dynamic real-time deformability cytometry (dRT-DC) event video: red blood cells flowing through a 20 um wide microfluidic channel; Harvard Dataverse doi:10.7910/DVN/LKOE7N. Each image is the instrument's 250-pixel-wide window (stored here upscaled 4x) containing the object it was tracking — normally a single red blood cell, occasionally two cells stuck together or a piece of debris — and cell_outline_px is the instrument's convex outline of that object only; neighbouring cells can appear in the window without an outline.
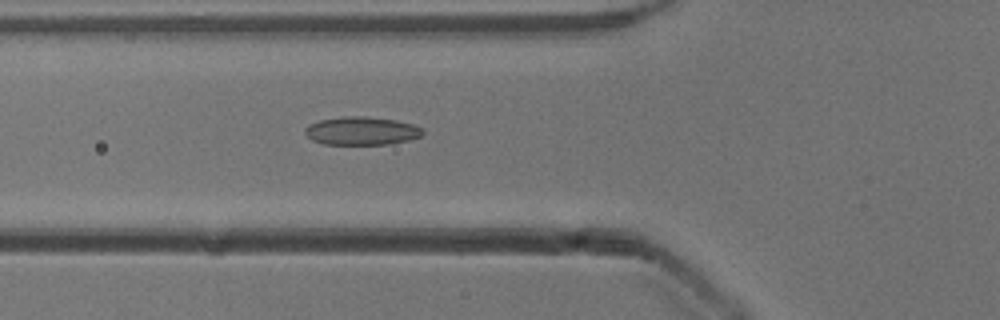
{"species": "common noctule bat (a hibernating species)", "species_latin": "Nyctalus noctula", "temperature_condition": "cold", "stored_images_in_passage": 11, "camera_frame_rate_fps": 3000, "um_per_image_px": 0.085, "animal": {"sex": "male", "body_mass_g": 13.3}, "frame": {"image": 1, "passage_image": 6, "time_ms": 1.667, "image_size_px": [1000, 320], "cell_outline_px": [[424, 132], [420, 136], [408, 140], [388, 144], [324, 144], [312, 140], [304, 132], [304, 128], [308, 124], [320, 120], [344, 116], [368, 116], [396, 120], [412, 124], [424, 128]], "centroid_in_image_um": [30.73, 11.11], "position_along_channel_um": 95.1, "area_um2": 19.42}}
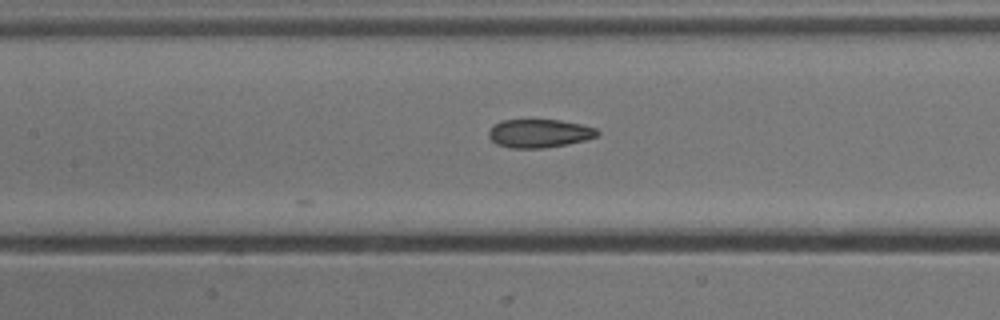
{"frame": {"image": 2, "passage_image": 11, "time_ms": 3.333, "image_size_px": [1000, 320], "cell_outline_px": [[600, 132], [596, 136], [584, 140], [568, 144], [544, 148], [512, 148], [496, 144], [488, 136], [488, 132], [492, 124], [500, 120], [560, 120], [580, 124], [596, 128]], "centroid_in_image_um": [45.8, 11.33], "position_along_channel_um": 161.6, "area_um2": 18.03}}